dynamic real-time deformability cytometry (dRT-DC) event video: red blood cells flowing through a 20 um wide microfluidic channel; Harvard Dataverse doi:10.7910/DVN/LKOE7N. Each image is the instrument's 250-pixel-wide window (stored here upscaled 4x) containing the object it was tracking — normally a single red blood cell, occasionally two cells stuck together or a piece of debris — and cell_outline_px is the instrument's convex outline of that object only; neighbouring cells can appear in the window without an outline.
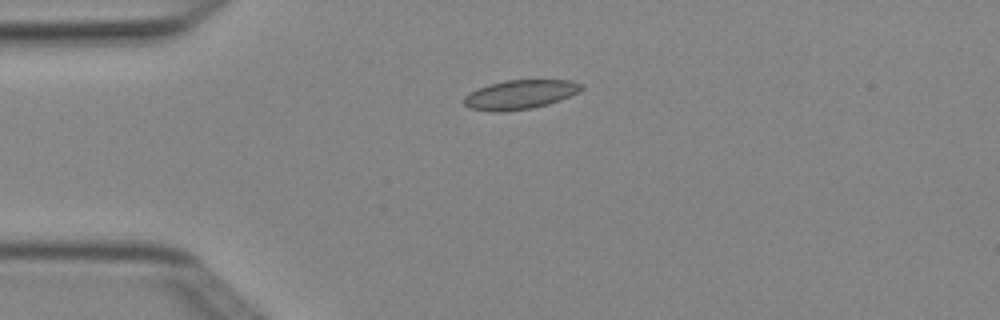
{"species": "Egyptian fruit bat (a non-hibernating species)", "species_latin": "Rousettus aegyptiacus", "temperature_condition": "cold", "stored_images_in_passage": 3, "camera_frame_rate_fps": 3000, "um_per_image_px": 0.085, "animal": {"sex": "female"}, "frame": {"image": 1, "passage_image": 1, "time_ms": 0.0, "image_size_px": [1000, 320], "cell_outline_px": [[584, 88], [560, 100], [548, 104], [532, 108], [500, 112], [492, 112], [468, 108], [464, 104], [464, 96], [476, 88], [488, 84], [504, 80], [572, 80], [584, 84]], "centroid_in_image_um": [44.17, 8.03], "position_along_channel_um": 40.8, "area_um2": 20.11}}
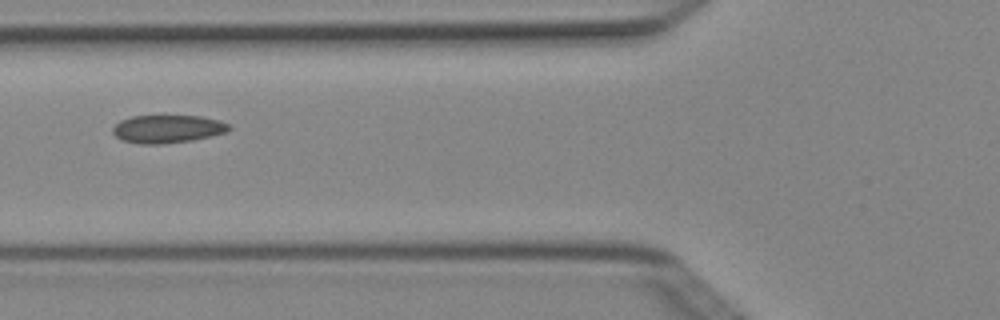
{"frame": {"image": 2, "passage_image": 3, "time_ms": 0.667, "image_size_px": [1000, 320], "cell_outline_px": [[232, 128], [228, 132], [212, 136], [192, 140], [160, 144], [140, 144], [120, 140], [112, 132], [112, 128], [120, 120], [132, 116], [200, 116], [220, 120], [228, 124]], "centroid_in_image_um": [14.25, 10.96], "position_along_channel_um": 111.6, "area_um2": 19.07}}